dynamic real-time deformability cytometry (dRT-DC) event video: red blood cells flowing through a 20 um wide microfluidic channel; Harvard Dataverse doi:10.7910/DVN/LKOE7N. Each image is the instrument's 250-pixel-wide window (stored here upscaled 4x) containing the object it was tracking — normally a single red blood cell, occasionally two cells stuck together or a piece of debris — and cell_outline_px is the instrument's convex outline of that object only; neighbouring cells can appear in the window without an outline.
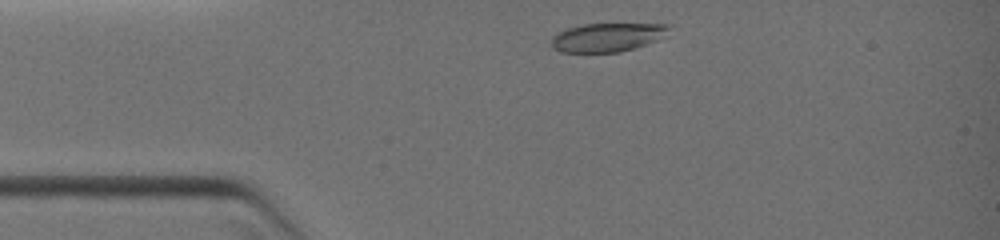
{"species": "common noctule bat (a hibernating species)", "species_latin": "Nyctalus noctula", "temperature_condition": "warm", "stored_images_in_passage": 3, "camera_frame_rate_fps": 3000, "um_per_image_px": 0.085, "animal": {"sex": "female", "body_mass_g": 19.0, "forearm_length_mm": 51.5}, "frame": {"image": 1, "passage_image": 1, "time_ms": 0.0, "image_size_px": [1000, 240], "cell_outline_px": [[672, 24], [668, 36], [620, 52], [560, 52], [552, 48], [552, 36], [556, 32], [580, 24]], "centroid_in_image_um": [51.63, 3.16], "position_along_channel_um": 33.4, "area_um2": 19.77}}
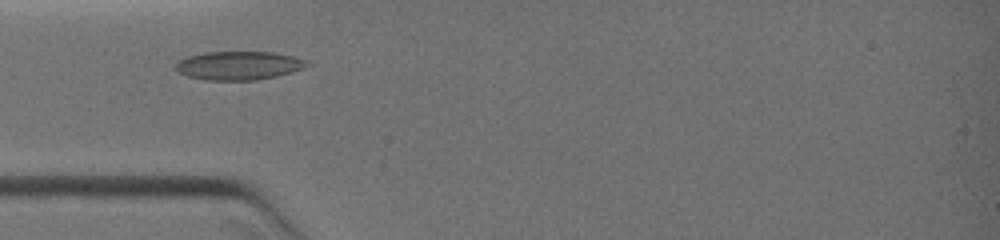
{"frame": {"image": 2, "passage_image": 2, "time_ms": 1.333, "image_size_px": [1000, 240], "cell_outline_px": [[312, 64], [304, 68], [292, 72], [276, 76], [256, 80], [204, 80], [188, 76], [180, 72], [176, 68], [176, 64], [180, 60], [188, 56], [204, 52], [272, 52], [292, 56], [304, 60]], "centroid_in_image_um": [20.31, 5.57], "position_along_channel_um": 64.7, "area_um2": 21.73}}
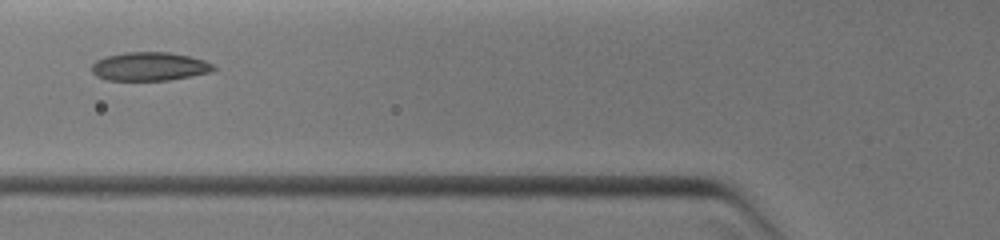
{"frame": {"image": 3, "passage_image": 3, "time_ms": 2.333, "image_size_px": [1000, 240], "cell_outline_px": [[216, 68], [212, 72], [168, 80], [108, 80], [96, 76], [92, 72], [92, 64], [96, 60], [108, 56], [124, 52], [168, 52], [188, 56], [204, 60], [212, 64]], "centroid_in_image_um": [12.7, 5.65], "position_along_channel_um": 113.1, "area_um2": 20.17}}